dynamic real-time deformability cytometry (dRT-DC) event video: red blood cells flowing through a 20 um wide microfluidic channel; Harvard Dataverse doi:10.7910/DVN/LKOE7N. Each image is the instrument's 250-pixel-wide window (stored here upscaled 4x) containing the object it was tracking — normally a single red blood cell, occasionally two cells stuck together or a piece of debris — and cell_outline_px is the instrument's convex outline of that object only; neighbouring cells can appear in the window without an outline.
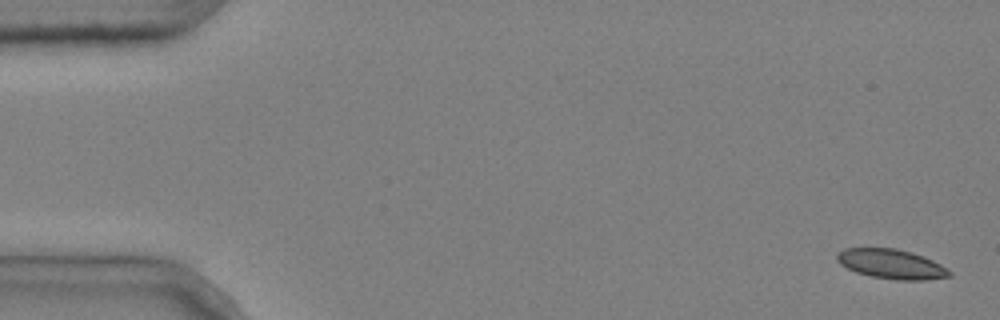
{"species": "common noctule bat (a hibernating species)", "species_latin": "Nyctalus noctula", "temperature_condition": "cold", "stored_images_in_passage": 5, "camera_frame_rate_fps": 3000, "um_per_image_px": 0.085, "animal": {"sex": "male", "body_mass_g": 20.4}, "frame": {"image": 1, "passage_image": 1, "time_ms": 0.0, "image_size_px": [1000, 320], "cell_outline_px": [[952, 276], [924, 280], [896, 280], [872, 276], [856, 272], [840, 264], [836, 260], [836, 252], [844, 248], [896, 248], [912, 252], [924, 256], [948, 268], [952, 272]], "centroid_in_image_um": [75.77, 22.43], "position_along_channel_um": 9.2, "area_um2": 19.54}}
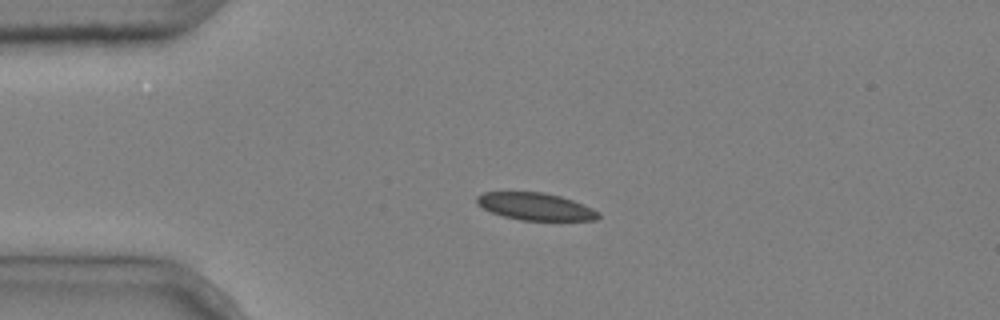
{"frame": {"image": 2, "passage_image": 4, "time_ms": 1.0, "image_size_px": [1000, 320], "cell_outline_px": [[600, 216], [596, 220], [520, 220], [504, 216], [492, 212], [476, 204], [476, 196], [484, 192], [544, 192], [560, 196], [584, 204], [600, 212]], "centroid_in_image_um": [45.52, 17.55], "position_along_channel_um": 39.5, "area_um2": 19.31}}